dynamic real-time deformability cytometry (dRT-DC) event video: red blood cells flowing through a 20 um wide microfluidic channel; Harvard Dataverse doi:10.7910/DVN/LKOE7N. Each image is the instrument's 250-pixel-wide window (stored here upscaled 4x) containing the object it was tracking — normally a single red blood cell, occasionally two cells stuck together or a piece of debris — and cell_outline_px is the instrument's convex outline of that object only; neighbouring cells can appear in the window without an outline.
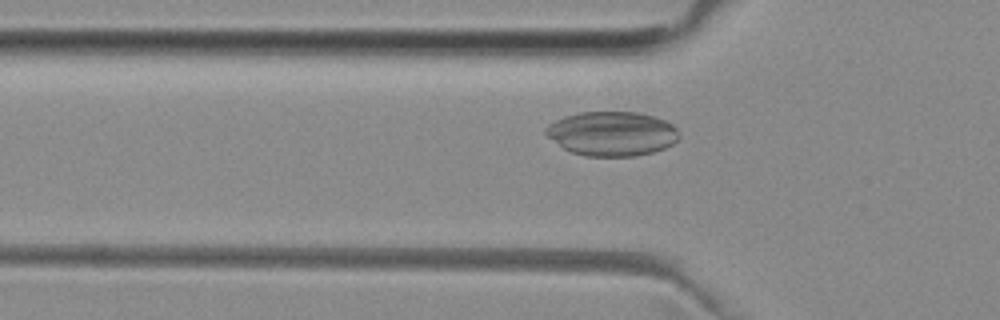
{"species": "common noctule bat (a hibernating species)", "species_latin": "Nyctalus noctula", "temperature_condition": "room temperature", "stored_images_in_passage": 46, "camera_frame_rate_fps": 3000, "um_per_image_px": 0.085, "animal": {"sex": "female", "body_mass_g": 29.2, "forearm_length_mm": 56.3}, "frame": {"image": 1, "passage_image": 11, "time_ms": 3.333, "image_size_px": [1000, 320], "cell_outline_px": [[680, 136], [672, 144], [664, 148], [652, 152], [636, 156], [584, 156], [572, 152], [564, 148], [548, 136], [544, 132], [544, 128], [548, 124], [564, 116], [580, 112], [636, 112], [656, 116], [672, 124], [680, 132]], "centroid_in_image_um": [52.02, 11.35], "position_along_channel_um": 73.8, "area_um2": 34.51}}
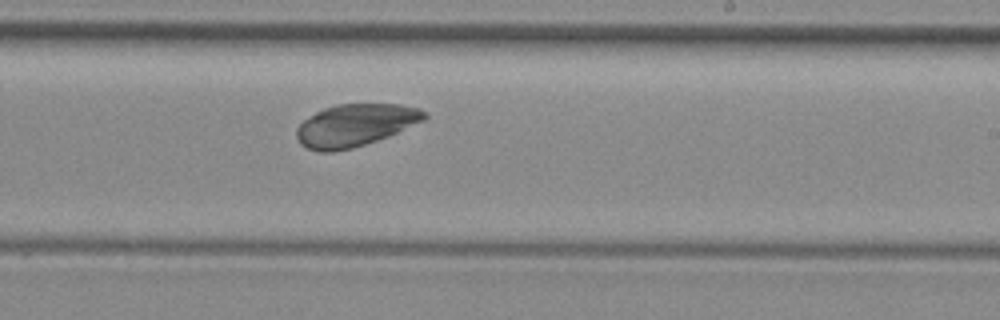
{"frame": {"image": 2, "passage_image": 25, "time_ms": 8.0, "image_size_px": [1000, 320], "cell_outline_px": [[428, 116], [424, 120], [388, 136], [352, 148], [332, 152], [320, 152], [308, 148], [300, 144], [296, 136], [296, 128], [304, 120], [316, 112], [324, 108], [336, 104], [400, 104], [420, 108], [428, 112]], "centroid_in_image_um": [30.19, 10.63], "position_along_channel_um": 258.8, "area_um2": 31.44}}
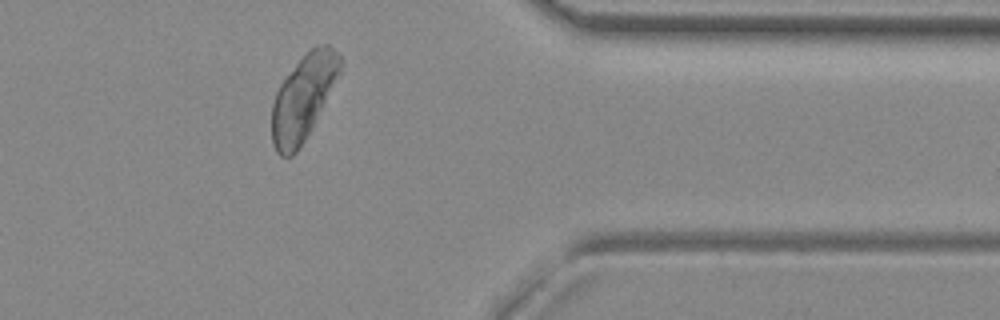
{"frame": {"image": 3, "passage_image": 36, "time_ms": 11.667, "image_size_px": [1000, 320], "cell_outline_px": [[344, 64], [340, 72], [304, 140], [296, 152], [292, 156], [280, 156], [276, 152], [272, 144], [272, 104], [276, 92], [280, 84], [296, 64], [316, 44], [328, 44], [340, 56]], "centroid_in_image_um": [25.75, 8.29], "position_along_channel_um": 385.6, "area_um2": 33.06}}